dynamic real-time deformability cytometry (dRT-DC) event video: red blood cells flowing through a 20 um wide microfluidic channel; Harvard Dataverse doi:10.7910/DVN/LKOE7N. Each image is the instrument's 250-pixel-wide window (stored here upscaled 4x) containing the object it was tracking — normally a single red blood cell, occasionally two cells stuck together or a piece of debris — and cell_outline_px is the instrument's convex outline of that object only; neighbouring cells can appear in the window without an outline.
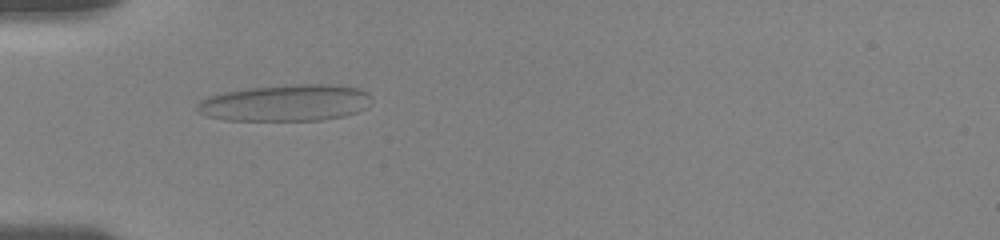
{"species": "human", "species_latin": "Homo sapiens", "temperature_condition": "room temperature", "stored_images_in_passage": 6, "camera_frame_rate_fps": 3000, "um_per_image_px": 0.085, "donor": {"sex": "female"}, "frame": {"image": 1, "passage_image": 1, "time_ms": 0.0, "image_size_px": [1000, 240], "cell_outline_px": [[372, 104], [356, 112], [344, 116], [320, 120], [224, 120], [208, 116], [200, 112], [196, 108], [196, 104], [200, 100], [208, 96], [224, 92], [252, 88], [284, 84], [336, 84], [360, 88], [368, 92], [372, 96]], "centroid_in_image_um": [24.33, 8.73], "position_along_channel_um": 60.7, "area_um2": 37.51}}